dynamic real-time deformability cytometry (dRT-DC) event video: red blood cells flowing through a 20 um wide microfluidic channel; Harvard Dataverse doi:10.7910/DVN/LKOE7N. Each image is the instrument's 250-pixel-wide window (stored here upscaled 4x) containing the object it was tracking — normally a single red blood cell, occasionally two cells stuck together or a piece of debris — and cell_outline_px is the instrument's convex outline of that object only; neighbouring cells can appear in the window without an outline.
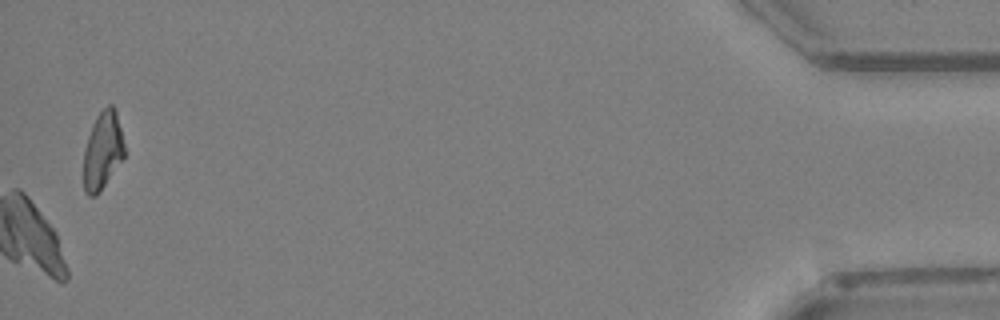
{"species": "Egyptian fruit bat (a non-hibernating species)", "species_latin": "Rousettus aegyptiacus", "temperature_condition": "warm", "stored_images_in_passage": 36, "camera_frame_rate_fps": 3000, "um_per_image_px": 0.085, "animal": {"sex": "female"}, "frame": {"image": 1, "passage_image": 36, "time_ms": 11.667, "image_size_px": [1000, 320], "cell_outline_px": [[124, 156], [96, 196], [88, 196], [84, 192], [84, 148], [92, 124], [96, 116], [108, 104], [112, 104], [116, 108], [124, 144]], "centroid_in_image_um": [8.71, 12.76], "position_along_channel_um": 426.5, "area_um2": 18.32}}